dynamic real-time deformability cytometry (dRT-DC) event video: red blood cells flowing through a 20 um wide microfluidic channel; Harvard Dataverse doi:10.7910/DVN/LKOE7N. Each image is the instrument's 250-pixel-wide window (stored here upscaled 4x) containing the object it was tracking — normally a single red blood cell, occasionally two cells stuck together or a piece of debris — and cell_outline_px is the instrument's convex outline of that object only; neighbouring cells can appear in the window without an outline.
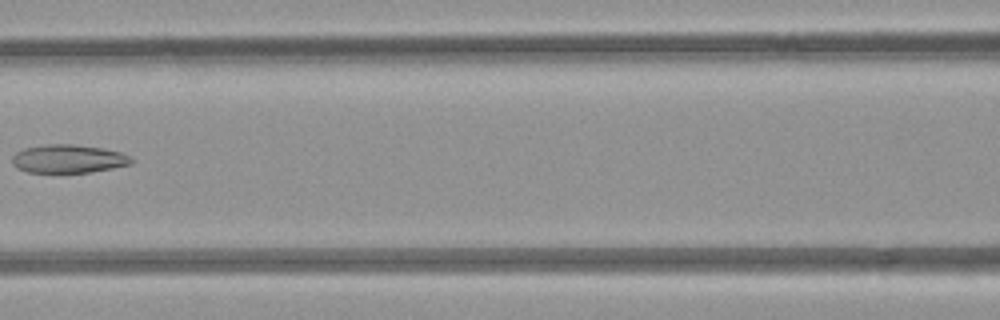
{"species": "common noctule bat (a hibernating species)", "species_latin": "Nyctalus noctula", "temperature_condition": "room temperature", "stored_images_in_passage": 7, "camera_frame_rate_fps": 3000, "um_per_image_px": 0.085, "animal": {"sex": "female", "body_mass_g": 21.9}, "frame": {"image": 1, "passage_image": 7, "time_ms": 7.0, "image_size_px": [1000, 320], "cell_outline_px": [[136, 160], [132, 164], [92, 172], [28, 172], [16, 168], [12, 164], [12, 156], [16, 152], [24, 148], [48, 144], [72, 144], [104, 148], [120, 152]], "centroid_in_image_um": [5.82, 13.5], "position_along_channel_um": 160.8, "area_um2": 19.77}}